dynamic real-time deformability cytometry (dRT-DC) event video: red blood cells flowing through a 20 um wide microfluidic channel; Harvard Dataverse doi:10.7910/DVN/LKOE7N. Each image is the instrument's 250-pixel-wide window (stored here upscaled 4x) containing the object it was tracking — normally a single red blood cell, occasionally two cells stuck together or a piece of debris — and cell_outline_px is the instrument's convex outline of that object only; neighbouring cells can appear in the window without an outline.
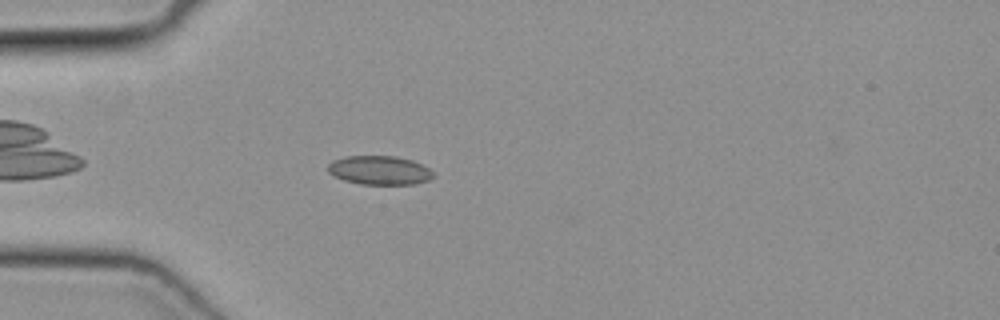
{"species": "common noctule bat (a hibernating species)", "species_latin": "Nyctalus noctula", "temperature_condition": "cold", "stored_images_in_passage": 36, "camera_frame_rate_fps": 3000, "um_per_image_px": 0.085, "animal": {"sex": "female", "body_mass_g": 19.3, "forearm_length_mm": 54.1}, "frame": {"image": 1, "passage_image": 6, "time_ms": 1.667, "image_size_px": [1000, 320], "cell_outline_px": [[436, 176], [428, 180], [416, 184], [360, 184], [344, 180], [328, 172], [328, 164], [332, 160], [348, 156], [396, 156], [412, 160], [428, 168]], "centroid_in_image_um": [32.26, 14.47], "position_along_channel_um": 52.7, "area_um2": 17.69}}
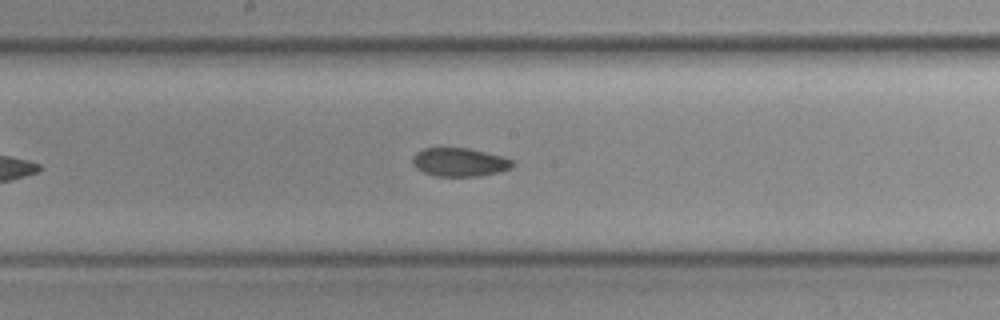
{"frame": {"image": 2, "passage_image": 18, "time_ms": 5.667, "image_size_px": [1000, 320], "cell_outline_px": [[516, 164], [512, 168], [500, 172], [480, 176], [436, 176], [424, 172], [416, 168], [412, 164], [412, 156], [416, 152], [424, 148], [468, 148], [500, 156], [512, 160]], "centroid_in_image_um": [39.05, 13.79], "position_along_channel_um": 209.1, "area_um2": 16.65}}
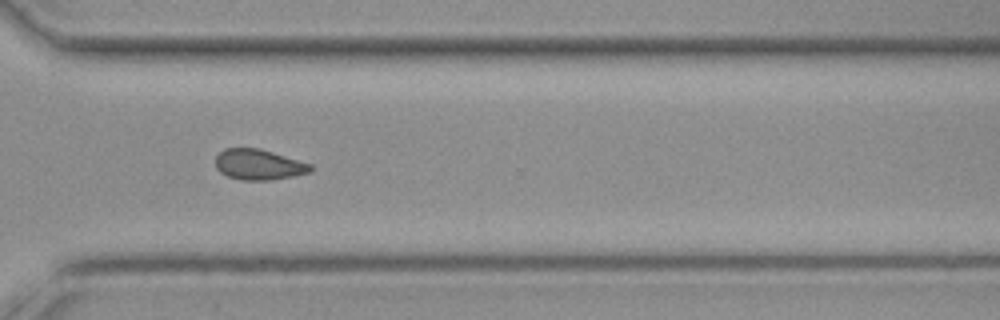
{"frame": {"image": 3, "passage_image": 28, "time_ms": 9.0, "image_size_px": [1000, 320], "cell_outline_px": [[312, 172], [272, 180], [240, 180], [228, 176], [220, 172], [216, 168], [216, 156], [224, 148], [260, 148], [312, 164]], "centroid_in_image_um": [22.0, 13.99], "position_along_channel_um": 348.6, "area_um2": 16.99}}